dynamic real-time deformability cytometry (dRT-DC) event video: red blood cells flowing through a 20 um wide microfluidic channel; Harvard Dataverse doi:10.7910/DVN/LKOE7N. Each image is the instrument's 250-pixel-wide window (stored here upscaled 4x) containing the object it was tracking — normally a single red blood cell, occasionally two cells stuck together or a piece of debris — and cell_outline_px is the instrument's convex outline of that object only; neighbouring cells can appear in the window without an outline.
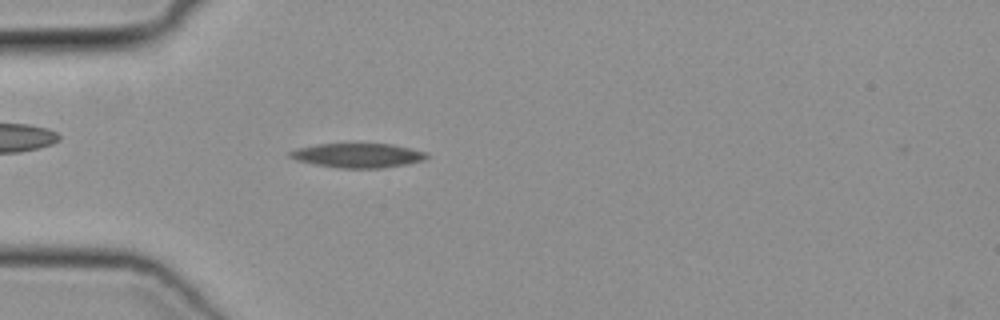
{"species": "common noctule bat (a hibernating species)", "species_latin": "Nyctalus noctula", "temperature_condition": "cold", "stored_images_in_passage": 9, "camera_frame_rate_fps": 3000, "um_per_image_px": 0.085, "animal": {"sex": "female", "body_mass_g": 19.3, "forearm_length_mm": 54.1}, "frame": {"image": 1, "passage_image": 8, "time_ms": 2.333, "image_size_px": [1000, 320], "cell_outline_px": [[428, 156], [424, 160], [384, 168], [340, 168], [316, 164], [296, 160], [288, 156], [288, 152], [296, 148], [316, 144], [392, 144], [428, 152]], "centroid_in_image_um": [30.4, 13.21], "position_along_channel_um": 54.6, "area_um2": 19.36}}